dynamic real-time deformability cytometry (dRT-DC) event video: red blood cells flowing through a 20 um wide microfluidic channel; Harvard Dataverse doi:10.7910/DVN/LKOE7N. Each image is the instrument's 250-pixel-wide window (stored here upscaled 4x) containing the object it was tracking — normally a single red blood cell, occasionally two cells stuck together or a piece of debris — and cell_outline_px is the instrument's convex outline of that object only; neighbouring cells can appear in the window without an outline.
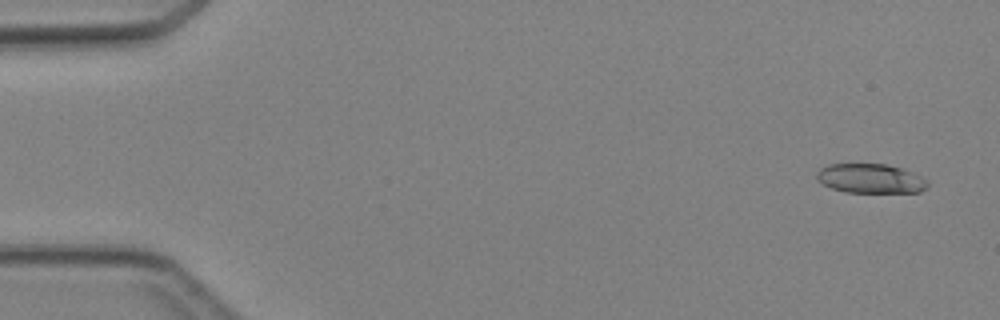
{"species": "Egyptian fruit bat (a non-hibernating species)", "species_latin": "Rousettus aegyptiacus", "temperature_condition": "cold", "stored_images_in_passage": 4, "camera_frame_rate_fps": 3000, "um_per_image_px": 0.085, "animal": {"sex": "female"}, "frame": {"image": 1, "passage_image": 1, "time_ms": 0.0, "image_size_px": [1000, 320], "cell_outline_px": [[928, 184], [920, 192], [844, 192], [832, 188], [824, 184], [816, 176], [816, 172], [820, 168], [828, 164], [888, 164], [904, 168], [928, 180]], "centroid_in_image_um": [74.0, 15.16], "position_along_channel_um": 11.0, "area_um2": 18.96}}
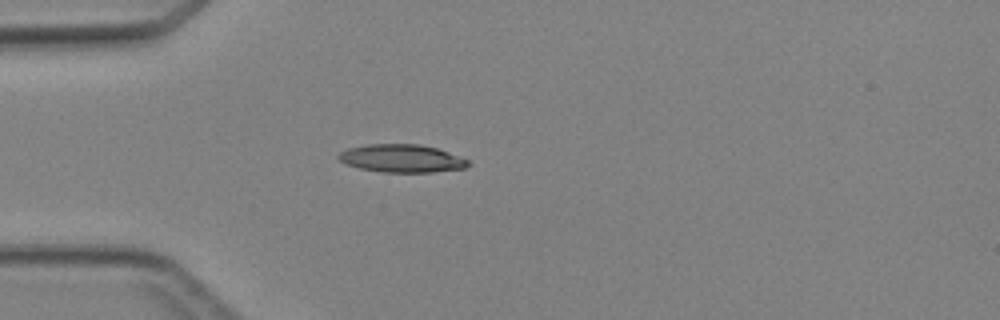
{"frame": {"image": 2, "passage_image": 4, "time_ms": 3.667, "image_size_px": [1000, 320], "cell_outline_px": [[472, 164], [464, 168], [432, 172], [384, 172], [360, 168], [348, 164], [340, 160], [336, 156], [340, 152], [348, 148], [368, 144], [420, 144], [436, 148], [448, 152], [468, 160]], "centroid_in_image_um": [34.15, 13.46], "position_along_channel_um": 50.8, "area_um2": 20.92}}